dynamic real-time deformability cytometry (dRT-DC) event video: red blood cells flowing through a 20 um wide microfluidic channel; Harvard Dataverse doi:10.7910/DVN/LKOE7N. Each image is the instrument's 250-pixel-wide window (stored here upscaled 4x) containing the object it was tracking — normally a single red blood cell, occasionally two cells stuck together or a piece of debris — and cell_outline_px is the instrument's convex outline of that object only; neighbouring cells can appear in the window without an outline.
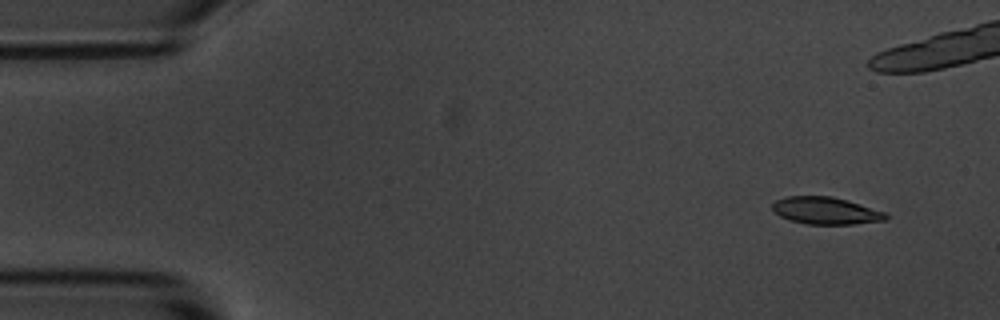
{"species": "common noctule bat (a hibernating species)", "species_latin": "Nyctalus noctula", "temperature_condition": "room temperature", "stored_images_in_passage": 8, "camera_frame_rate_fps": 3000, "um_per_image_px": 0.085, "animal": {"sex": "male", "body_mass_g": 20.1, "forearm_length_mm": 53.5}, "frame": {"image": 1, "passage_image": 1, "time_ms": 0.0, "image_size_px": [1000, 320], "cell_outline_px": [[888, 220], [852, 224], [808, 224], [788, 220], [780, 216], [772, 208], [772, 204], [776, 200], [788, 196], [832, 196], [848, 200], [884, 212], [888, 216]], "centroid_in_image_um": [70.19, 17.91], "position_along_channel_um": 14.8, "area_um2": 17.92}}